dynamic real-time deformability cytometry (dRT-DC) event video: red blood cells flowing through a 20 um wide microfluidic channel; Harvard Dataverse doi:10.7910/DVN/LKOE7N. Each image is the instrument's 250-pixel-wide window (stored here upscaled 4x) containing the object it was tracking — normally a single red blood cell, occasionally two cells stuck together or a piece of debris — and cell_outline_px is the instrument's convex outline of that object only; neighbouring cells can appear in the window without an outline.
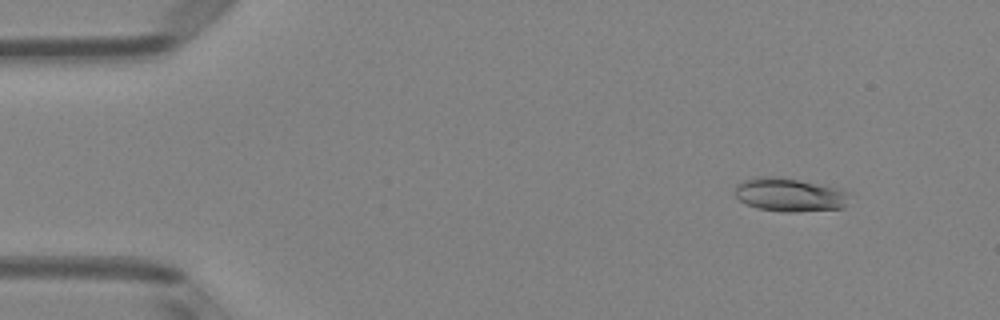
{"species": "Egyptian fruit bat (a non-hibernating species)", "species_latin": "Rousettus aegyptiacus", "temperature_condition": "room temperature", "stored_images_in_passage": 51, "camera_frame_rate_fps": 3000, "um_per_image_px": 0.085, "animal": {"sex": "female"}, "frame": {"image": 1, "passage_image": 6, "time_ms": 1.667, "image_size_px": [1000, 320], "cell_outline_px": [[848, 192], [844, 208], [796, 212], [784, 212], [756, 208], [740, 200], [736, 196], [736, 184], [744, 180], [760, 176], [772, 176], [796, 180], [836, 188]], "centroid_in_image_um": [67.07, 16.57], "position_along_channel_um": 17.9, "area_um2": 21.91}}
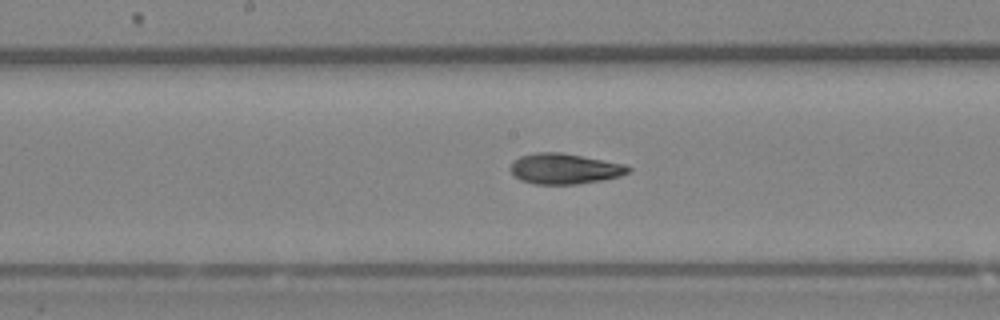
{"frame": {"image": 2, "passage_image": 27, "time_ms": 8.667, "image_size_px": [1000, 320], "cell_outline_px": [[632, 172], [620, 176], [604, 180], [576, 184], [532, 184], [520, 180], [512, 176], [508, 168], [512, 160], [520, 156], [536, 152], [560, 152], [624, 164], [632, 168]], "centroid_in_image_um": [47.94, 14.35], "position_along_channel_um": 200.3, "area_um2": 21.33}}
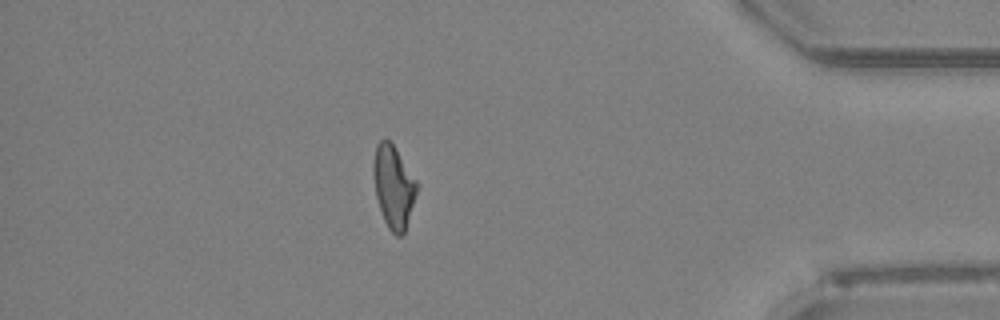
{"frame": {"image": 3, "passage_image": 45, "time_ms": 14.667, "image_size_px": [1000, 320], "cell_outline_px": [[416, 192], [404, 232], [400, 236], [396, 236], [388, 228], [384, 220], [376, 196], [372, 172], [372, 164], [376, 144], [384, 136], [392, 144], [416, 180]], "centroid_in_image_um": [33.4, 15.83], "position_along_channel_um": 401.8, "area_um2": 20.46}, "authors_computed_cell_mechanics": {"area_um2": 20.9236, "velocity_mm_per_s": 4.007, "shape_relaxation_time_tau1_ms": 6.7758, "shape_relaxation_time_tau2_ms": 3.3365, "deformation_change_tau1": 0.1807, "deformation_change_tau2": 0.1018}}